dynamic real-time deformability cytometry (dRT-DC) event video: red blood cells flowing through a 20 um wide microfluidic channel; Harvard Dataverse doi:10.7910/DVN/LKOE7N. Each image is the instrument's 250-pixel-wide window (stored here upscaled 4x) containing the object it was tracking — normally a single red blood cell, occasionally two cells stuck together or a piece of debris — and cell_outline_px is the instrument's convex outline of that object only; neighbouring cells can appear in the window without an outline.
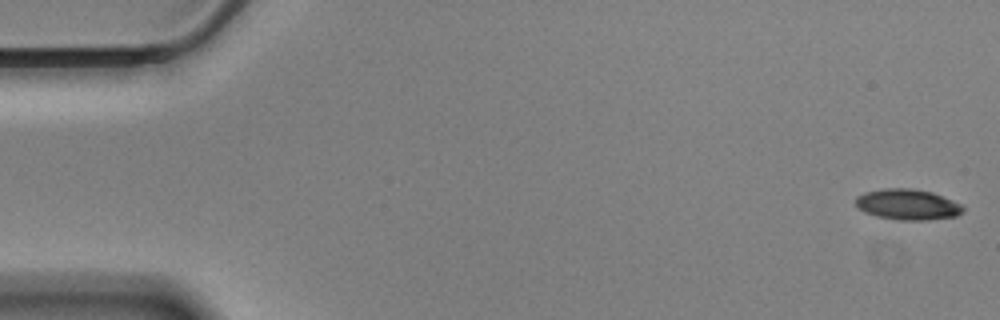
{"species": "Egyptian fruit bat (a non-hibernating species)", "species_latin": "Rousettus aegyptiacus", "temperature_condition": "cold", "stored_images_in_passage": 12, "camera_frame_rate_fps": 3000, "um_per_image_px": 0.085, "animal": {"sex": "male"}, "frame": {"image": 1, "passage_image": 1, "time_ms": 0.0, "image_size_px": [1000, 320], "cell_outline_px": [[964, 212], [956, 216], [928, 220], [896, 220], [876, 216], [864, 212], [856, 204], [856, 196], [864, 192], [884, 188], [912, 188], [932, 192], [952, 200], [960, 204], [964, 208]], "centroid_in_image_um": [77.14, 17.38], "position_along_channel_um": 7.9, "area_um2": 19.31}}